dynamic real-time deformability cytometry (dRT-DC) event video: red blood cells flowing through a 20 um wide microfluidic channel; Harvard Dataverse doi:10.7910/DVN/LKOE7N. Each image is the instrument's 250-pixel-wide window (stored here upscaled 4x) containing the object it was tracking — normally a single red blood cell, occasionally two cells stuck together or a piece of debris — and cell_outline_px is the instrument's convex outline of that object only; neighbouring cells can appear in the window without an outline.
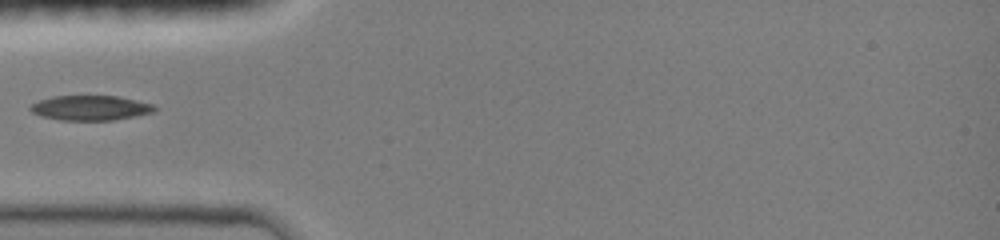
{"species": "common noctule bat (a hibernating species)", "species_latin": "Nyctalus noctula", "temperature_condition": "room temperature", "stored_images_in_passage": 52, "camera_frame_rate_fps": 3000, "um_per_image_px": 0.085, "animal": {"sex": "female", "body_mass_g": 19.0, "forearm_length_mm": 51.5}, "frame": {"image": 1, "passage_image": 1, "time_ms": 0.0, "image_size_px": [1000, 240], "cell_outline_px": [[156, 112], [116, 120], [60, 120], [40, 116], [32, 112], [28, 108], [32, 104], [40, 100], [52, 96], [116, 96], [152, 104], [156, 108]], "centroid_in_image_um": [7.68, 9.18], "position_along_channel_um": 77.3, "area_um2": 17.98}}
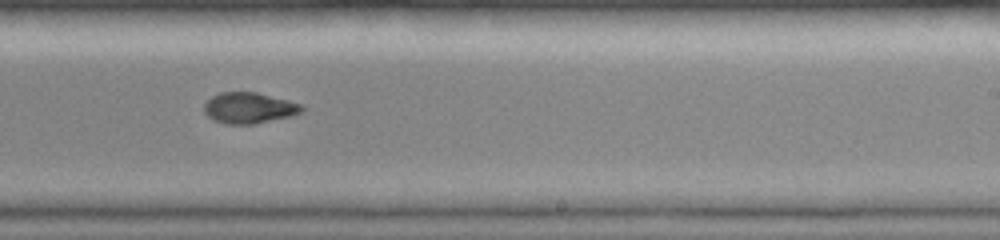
{"frame": {"image": 2, "passage_image": 20, "time_ms": 4.667, "image_size_px": [1000, 240], "cell_outline_px": [[304, 112], [292, 116], [252, 124], [224, 124], [212, 120], [204, 112], [204, 104], [212, 96], [220, 92], [256, 92], [304, 104]], "centroid_in_image_um": [21.19, 9.18], "position_along_channel_um": 267.8, "area_um2": 17.8}}
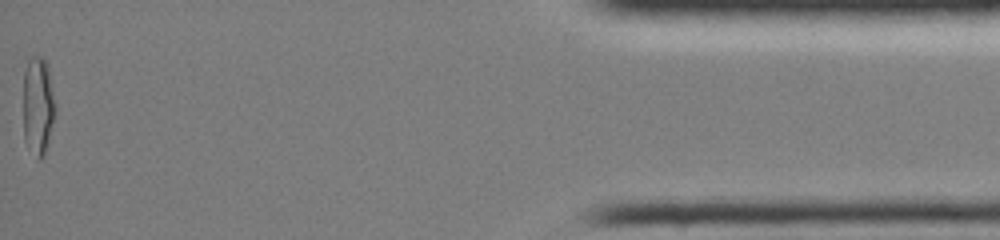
{"frame": {"image": 3, "passage_image": 52, "time_ms": 10.667, "image_size_px": [1000, 240], "cell_outline_px": [[56, 112], [48, 140], [44, 152], [40, 160], [36, 160], [24, 140], [24, 72], [28, 60], [32, 56], [44, 56], [48, 64], [56, 104]], "centroid_in_image_um": [3.24, 8.95], "position_along_channel_um": 432.0, "area_um2": 18.61}}